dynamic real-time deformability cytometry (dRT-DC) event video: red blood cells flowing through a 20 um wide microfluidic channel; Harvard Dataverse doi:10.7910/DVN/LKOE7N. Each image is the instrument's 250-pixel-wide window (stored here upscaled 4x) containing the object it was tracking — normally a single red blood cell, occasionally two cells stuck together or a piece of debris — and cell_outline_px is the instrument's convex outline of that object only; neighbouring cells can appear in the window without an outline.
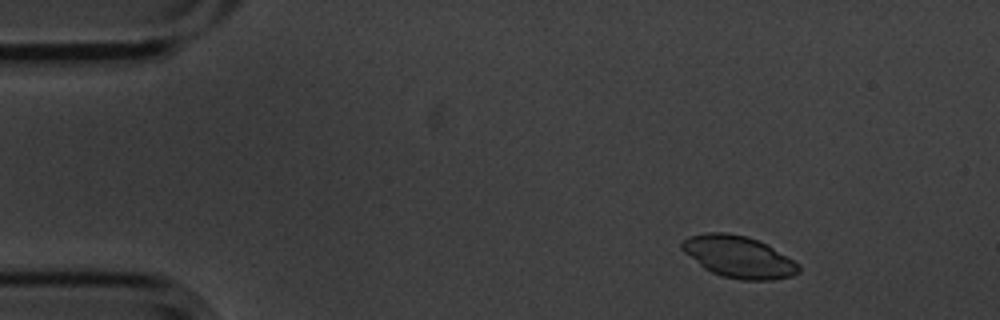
{"species": "common noctule bat (a hibernating species)", "species_latin": "Nyctalus noctula", "temperature_condition": "cold", "stored_images_in_passage": 6, "camera_frame_rate_fps": 3000, "um_per_image_px": 0.085, "animal": {"sex": "male", "body_mass_g": 20.1, "forearm_length_mm": 53.5}, "frame": {"image": 1, "passage_image": 2, "time_ms": 0.333, "image_size_px": [1000, 320], "cell_outline_px": [[800, 272], [792, 276], [772, 280], [740, 280], [720, 276], [704, 268], [684, 252], [680, 248], [680, 244], [688, 236], [708, 232], [724, 232], [748, 236], [772, 248], [800, 264]], "centroid_in_image_um": [62.76, 21.84], "position_along_channel_um": 22.2, "area_um2": 28.32}}